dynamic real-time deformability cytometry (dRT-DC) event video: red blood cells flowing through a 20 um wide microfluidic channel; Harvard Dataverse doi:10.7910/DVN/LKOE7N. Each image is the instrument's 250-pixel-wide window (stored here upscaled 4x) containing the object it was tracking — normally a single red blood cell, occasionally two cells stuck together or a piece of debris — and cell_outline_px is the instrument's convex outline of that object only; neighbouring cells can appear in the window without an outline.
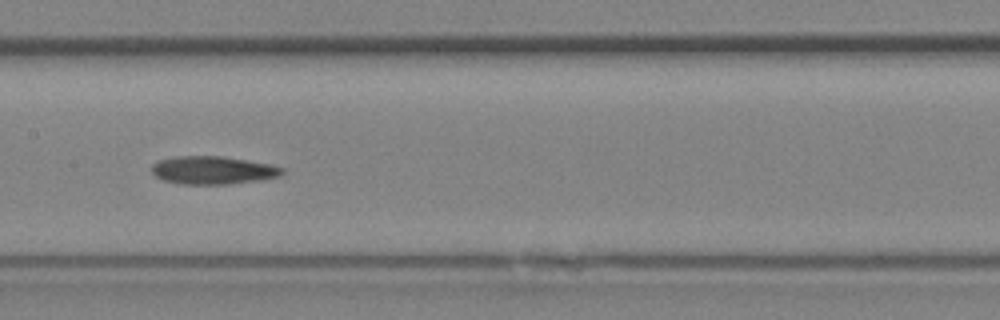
{"species": "Egyptian fruit bat (a non-hibernating species)", "species_latin": "Rousettus aegyptiacus", "temperature_condition": "room temperature", "stored_images_in_passage": 24, "camera_frame_rate_fps": 3000, "um_per_image_px": 0.085, "animal": {"sex": "female"}, "frame": {"image": 1, "passage_image": 8, "time_ms": 2.333, "image_size_px": [1000, 320], "cell_outline_px": [[284, 172], [280, 176], [264, 180], [228, 184], [180, 184], [164, 180], [156, 176], [152, 172], [152, 164], [160, 160], [176, 156], [220, 156], [268, 164], [284, 168]], "centroid_in_image_um": [18.11, 14.48], "position_along_channel_um": 189.3, "area_um2": 21.21}}